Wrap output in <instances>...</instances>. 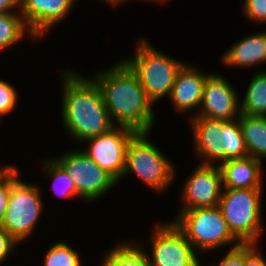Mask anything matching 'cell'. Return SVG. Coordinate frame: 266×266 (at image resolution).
<instances>
[{
	"mask_svg": "<svg viewBox=\"0 0 266 266\" xmlns=\"http://www.w3.org/2000/svg\"><path fill=\"white\" fill-rule=\"evenodd\" d=\"M20 12V0H0V13Z\"/></svg>",
	"mask_w": 266,
	"mask_h": 266,
	"instance_id": "cell-31",
	"label": "cell"
},
{
	"mask_svg": "<svg viewBox=\"0 0 266 266\" xmlns=\"http://www.w3.org/2000/svg\"><path fill=\"white\" fill-rule=\"evenodd\" d=\"M131 239V240H130ZM140 241V242H139ZM132 238L115 242L101 255L100 266H151L146 247L141 240ZM137 242V243H136Z\"/></svg>",
	"mask_w": 266,
	"mask_h": 266,
	"instance_id": "cell-18",
	"label": "cell"
},
{
	"mask_svg": "<svg viewBox=\"0 0 266 266\" xmlns=\"http://www.w3.org/2000/svg\"><path fill=\"white\" fill-rule=\"evenodd\" d=\"M263 163L251 156L222 162L223 189H264Z\"/></svg>",
	"mask_w": 266,
	"mask_h": 266,
	"instance_id": "cell-17",
	"label": "cell"
},
{
	"mask_svg": "<svg viewBox=\"0 0 266 266\" xmlns=\"http://www.w3.org/2000/svg\"><path fill=\"white\" fill-rule=\"evenodd\" d=\"M41 169L45 178H49L54 193L62 199H78L76 185L64 168L52 157H44L41 161ZM43 166V168H42Z\"/></svg>",
	"mask_w": 266,
	"mask_h": 266,
	"instance_id": "cell-22",
	"label": "cell"
},
{
	"mask_svg": "<svg viewBox=\"0 0 266 266\" xmlns=\"http://www.w3.org/2000/svg\"><path fill=\"white\" fill-rule=\"evenodd\" d=\"M155 222L147 238L151 266H200L201 255L172 221Z\"/></svg>",
	"mask_w": 266,
	"mask_h": 266,
	"instance_id": "cell-9",
	"label": "cell"
},
{
	"mask_svg": "<svg viewBox=\"0 0 266 266\" xmlns=\"http://www.w3.org/2000/svg\"><path fill=\"white\" fill-rule=\"evenodd\" d=\"M15 164H6L0 166V184L17 168Z\"/></svg>",
	"mask_w": 266,
	"mask_h": 266,
	"instance_id": "cell-32",
	"label": "cell"
},
{
	"mask_svg": "<svg viewBox=\"0 0 266 266\" xmlns=\"http://www.w3.org/2000/svg\"><path fill=\"white\" fill-rule=\"evenodd\" d=\"M230 121L194 116L189 119L193 139V153L198 164L220 165L225 161V149L221 141L224 127Z\"/></svg>",
	"mask_w": 266,
	"mask_h": 266,
	"instance_id": "cell-13",
	"label": "cell"
},
{
	"mask_svg": "<svg viewBox=\"0 0 266 266\" xmlns=\"http://www.w3.org/2000/svg\"><path fill=\"white\" fill-rule=\"evenodd\" d=\"M238 121L248 156L263 162L266 160V117L240 114Z\"/></svg>",
	"mask_w": 266,
	"mask_h": 266,
	"instance_id": "cell-19",
	"label": "cell"
},
{
	"mask_svg": "<svg viewBox=\"0 0 266 266\" xmlns=\"http://www.w3.org/2000/svg\"><path fill=\"white\" fill-rule=\"evenodd\" d=\"M261 244L244 242V264L243 266H266V256L259 248Z\"/></svg>",
	"mask_w": 266,
	"mask_h": 266,
	"instance_id": "cell-29",
	"label": "cell"
},
{
	"mask_svg": "<svg viewBox=\"0 0 266 266\" xmlns=\"http://www.w3.org/2000/svg\"><path fill=\"white\" fill-rule=\"evenodd\" d=\"M228 249V250H227ZM225 254L219 261H212L213 263H205L207 266H243L244 264V242L240 244L227 248ZM203 257L200 266H203ZM209 264V265H208Z\"/></svg>",
	"mask_w": 266,
	"mask_h": 266,
	"instance_id": "cell-27",
	"label": "cell"
},
{
	"mask_svg": "<svg viewBox=\"0 0 266 266\" xmlns=\"http://www.w3.org/2000/svg\"><path fill=\"white\" fill-rule=\"evenodd\" d=\"M74 68L60 69V117L65 134L78 143L112 130L108 109L95 81Z\"/></svg>",
	"mask_w": 266,
	"mask_h": 266,
	"instance_id": "cell-1",
	"label": "cell"
},
{
	"mask_svg": "<svg viewBox=\"0 0 266 266\" xmlns=\"http://www.w3.org/2000/svg\"><path fill=\"white\" fill-rule=\"evenodd\" d=\"M220 141L222 147L225 149V161L248 156L238 119L230 121L224 127L222 140Z\"/></svg>",
	"mask_w": 266,
	"mask_h": 266,
	"instance_id": "cell-24",
	"label": "cell"
},
{
	"mask_svg": "<svg viewBox=\"0 0 266 266\" xmlns=\"http://www.w3.org/2000/svg\"><path fill=\"white\" fill-rule=\"evenodd\" d=\"M136 43V44H135ZM131 56L121 58L137 75L147 98L155 105L168 98L179 70L187 63L164 53L140 36Z\"/></svg>",
	"mask_w": 266,
	"mask_h": 266,
	"instance_id": "cell-3",
	"label": "cell"
},
{
	"mask_svg": "<svg viewBox=\"0 0 266 266\" xmlns=\"http://www.w3.org/2000/svg\"><path fill=\"white\" fill-rule=\"evenodd\" d=\"M93 72L89 76L99 87L112 122L136 132H151L157 112L132 69L119 58L106 69Z\"/></svg>",
	"mask_w": 266,
	"mask_h": 266,
	"instance_id": "cell-2",
	"label": "cell"
},
{
	"mask_svg": "<svg viewBox=\"0 0 266 266\" xmlns=\"http://www.w3.org/2000/svg\"><path fill=\"white\" fill-rule=\"evenodd\" d=\"M65 240H58L48 247L42 260L43 266H83L82 255Z\"/></svg>",
	"mask_w": 266,
	"mask_h": 266,
	"instance_id": "cell-23",
	"label": "cell"
},
{
	"mask_svg": "<svg viewBox=\"0 0 266 266\" xmlns=\"http://www.w3.org/2000/svg\"><path fill=\"white\" fill-rule=\"evenodd\" d=\"M133 1H135V0H133ZM138 1H141V2H144V3H148L149 2V3H152V4L155 3L157 5H161L162 6V5H166V3L168 4V2L170 3L171 0H144V1L143 0H137V2Z\"/></svg>",
	"mask_w": 266,
	"mask_h": 266,
	"instance_id": "cell-34",
	"label": "cell"
},
{
	"mask_svg": "<svg viewBox=\"0 0 266 266\" xmlns=\"http://www.w3.org/2000/svg\"><path fill=\"white\" fill-rule=\"evenodd\" d=\"M17 167L11 173V193L7 211L0 225L20 245L34 236L45 212L41 186L21 178Z\"/></svg>",
	"mask_w": 266,
	"mask_h": 266,
	"instance_id": "cell-6",
	"label": "cell"
},
{
	"mask_svg": "<svg viewBox=\"0 0 266 266\" xmlns=\"http://www.w3.org/2000/svg\"><path fill=\"white\" fill-rule=\"evenodd\" d=\"M220 62L228 68H250L266 64V30L253 32L233 42L222 53Z\"/></svg>",
	"mask_w": 266,
	"mask_h": 266,
	"instance_id": "cell-16",
	"label": "cell"
},
{
	"mask_svg": "<svg viewBox=\"0 0 266 266\" xmlns=\"http://www.w3.org/2000/svg\"><path fill=\"white\" fill-rule=\"evenodd\" d=\"M241 5L246 22L249 21L255 26L266 24V0H242Z\"/></svg>",
	"mask_w": 266,
	"mask_h": 266,
	"instance_id": "cell-26",
	"label": "cell"
},
{
	"mask_svg": "<svg viewBox=\"0 0 266 266\" xmlns=\"http://www.w3.org/2000/svg\"><path fill=\"white\" fill-rule=\"evenodd\" d=\"M254 71L240 99V111L248 116L266 117V70Z\"/></svg>",
	"mask_w": 266,
	"mask_h": 266,
	"instance_id": "cell-20",
	"label": "cell"
},
{
	"mask_svg": "<svg viewBox=\"0 0 266 266\" xmlns=\"http://www.w3.org/2000/svg\"><path fill=\"white\" fill-rule=\"evenodd\" d=\"M189 62L178 72L171 93L168 97L174 112L187 114L188 120L196 116L202 102L203 89L211 72L202 71ZM195 111V112H193ZM190 112V115H188Z\"/></svg>",
	"mask_w": 266,
	"mask_h": 266,
	"instance_id": "cell-15",
	"label": "cell"
},
{
	"mask_svg": "<svg viewBox=\"0 0 266 266\" xmlns=\"http://www.w3.org/2000/svg\"><path fill=\"white\" fill-rule=\"evenodd\" d=\"M15 85L9 81L0 79V119L2 120L6 115L16 110L17 105H19L20 98H18L19 93Z\"/></svg>",
	"mask_w": 266,
	"mask_h": 266,
	"instance_id": "cell-25",
	"label": "cell"
},
{
	"mask_svg": "<svg viewBox=\"0 0 266 266\" xmlns=\"http://www.w3.org/2000/svg\"><path fill=\"white\" fill-rule=\"evenodd\" d=\"M150 132H138L130 141L126 166L121 179L135 175L147 189L161 195L174 183L177 168L172 160L151 141ZM165 191V192H164Z\"/></svg>",
	"mask_w": 266,
	"mask_h": 266,
	"instance_id": "cell-4",
	"label": "cell"
},
{
	"mask_svg": "<svg viewBox=\"0 0 266 266\" xmlns=\"http://www.w3.org/2000/svg\"><path fill=\"white\" fill-rule=\"evenodd\" d=\"M137 133L126 126H115L107 133L86 139L83 143L87 148H80L120 183L126 166L128 144Z\"/></svg>",
	"mask_w": 266,
	"mask_h": 266,
	"instance_id": "cell-10",
	"label": "cell"
},
{
	"mask_svg": "<svg viewBox=\"0 0 266 266\" xmlns=\"http://www.w3.org/2000/svg\"><path fill=\"white\" fill-rule=\"evenodd\" d=\"M265 189H223L218 203L232 233L241 242L260 243Z\"/></svg>",
	"mask_w": 266,
	"mask_h": 266,
	"instance_id": "cell-7",
	"label": "cell"
},
{
	"mask_svg": "<svg viewBox=\"0 0 266 266\" xmlns=\"http://www.w3.org/2000/svg\"><path fill=\"white\" fill-rule=\"evenodd\" d=\"M183 186L180 187L179 196L181 204L176 212L194 208L218 206L223 190L222 173L218 165L194 166Z\"/></svg>",
	"mask_w": 266,
	"mask_h": 266,
	"instance_id": "cell-11",
	"label": "cell"
},
{
	"mask_svg": "<svg viewBox=\"0 0 266 266\" xmlns=\"http://www.w3.org/2000/svg\"><path fill=\"white\" fill-rule=\"evenodd\" d=\"M77 1L80 0H20V13L40 42L53 26L56 28L68 18Z\"/></svg>",
	"mask_w": 266,
	"mask_h": 266,
	"instance_id": "cell-14",
	"label": "cell"
},
{
	"mask_svg": "<svg viewBox=\"0 0 266 266\" xmlns=\"http://www.w3.org/2000/svg\"><path fill=\"white\" fill-rule=\"evenodd\" d=\"M25 36L32 42L39 40L30 31L20 12L0 13V52L21 43Z\"/></svg>",
	"mask_w": 266,
	"mask_h": 266,
	"instance_id": "cell-21",
	"label": "cell"
},
{
	"mask_svg": "<svg viewBox=\"0 0 266 266\" xmlns=\"http://www.w3.org/2000/svg\"><path fill=\"white\" fill-rule=\"evenodd\" d=\"M174 215L176 216L170 221L185 235L192 247L203 255L201 257L205 258L210 252L241 243L230 230L218 206L194 208Z\"/></svg>",
	"mask_w": 266,
	"mask_h": 266,
	"instance_id": "cell-5",
	"label": "cell"
},
{
	"mask_svg": "<svg viewBox=\"0 0 266 266\" xmlns=\"http://www.w3.org/2000/svg\"><path fill=\"white\" fill-rule=\"evenodd\" d=\"M102 3H107L109 8H119L123 6V4H127L129 0H100Z\"/></svg>",
	"mask_w": 266,
	"mask_h": 266,
	"instance_id": "cell-33",
	"label": "cell"
},
{
	"mask_svg": "<svg viewBox=\"0 0 266 266\" xmlns=\"http://www.w3.org/2000/svg\"><path fill=\"white\" fill-rule=\"evenodd\" d=\"M11 193V174L0 184V225L8 208Z\"/></svg>",
	"mask_w": 266,
	"mask_h": 266,
	"instance_id": "cell-30",
	"label": "cell"
},
{
	"mask_svg": "<svg viewBox=\"0 0 266 266\" xmlns=\"http://www.w3.org/2000/svg\"><path fill=\"white\" fill-rule=\"evenodd\" d=\"M62 153L57 157L54 155L53 158L74 181L80 201L99 203L103 196L107 197V194L118 186V181L100 168L80 147Z\"/></svg>",
	"mask_w": 266,
	"mask_h": 266,
	"instance_id": "cell-8",
	"label": "cell"
},
{
	"mask_svg": "<svg viewBox=\"0 0 266 266\" xmlns=\"http://www.w3.org/2000/svg\"><path fill=\"white\" fill-rule=\"evenodd\" d=\"M224 75L212 72L204 85L202 102L196 116L234 121L239 118L240 95Z\"/></svg>",
	"mask_w": 266,
	"mask_h": 266,
	"instance_id": "cell-12",
	"label": "cell"
},
{
	"mask_svg": "<svg viewBox=\"0 0 266 266\" xmlns=\"http://www.w3.org/2000/svg\"><path fill=\"white\" fill-rule=\"evenodd\" d=\"M19 243L0 226V266L12 255L18 254ZM16 252V253H15Z\"/></svg>",
	"mask_w": 266,
	"mask_h": 266,
	"instance_id": "cell-28",
	"label": "cell"
}]
</instances>
